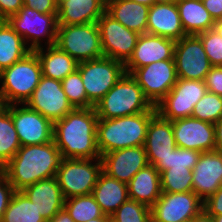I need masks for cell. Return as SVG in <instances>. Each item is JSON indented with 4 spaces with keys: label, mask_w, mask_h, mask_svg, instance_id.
Here are the masks:
<instances>
[{
    "label": "cell",
    "mask_w": 222,
    "mask_h": 222,
    "mask_svg": "<svg viewBox=\"0 0 222 222\" xmlns=\"http://www.w3.org/2000/svg\"><path fill=\"white\" fill-rule=\"evenodd\" d=\"M178 0H154V4L158 3H176Z\"/></svg>",
    "instance_id": "obj_53"
},
{
    "label": "cell",
    "mask_w": 222,
    "mask_h": 222,
    "mask_svg": "<svg viewBox=\"0 0 222 222\" xmlns=\"http://www.w3.org/2000/svg\"><path fill=\"white\" fill-rule=\"evenodd\" d=\"M193 192L204 202L222 186V153L202 152L192 170Z\"/></svg>",
    "instance_id": "obj_20"
},
{
    "label": "cell",
    "mask_w": 222,
    "mask_h": 222,
    "mask_svg": "<svg viewBox=\"0 0 222 222\" xmlns=\"http://www.w3.org/2000/svg\"><path fill=\"white\" fill-rule=\"evenodd\" d=\"M10 105V114L21 146L53 141L54 123L26 104Z\"/></svg>",
    "instance_id": "obj_15"
},
{
    "label": "cell",
    "mask_w": 222,
    "mask_h": 222,
    "mask_svg": "<svg viewBox=\"0 0 222 222\" xmlns=\"http://www.w3.org/2000/svg\"><path fill=\"white\" fill-rule=\"evenodd\" d=\"M192 118L214 124L222 117V96L206 92V94L195 104Z\"/></svg>",
    "instance_id": "obj_36"
},
{
    "label": "cell",
    "mask_w": 222,
    "mask_h": 222,
    "mask_svg": "<svg viewBox=\"0 0 222 222\" xmlns=\"http://www.w3.org/2000/svg\"><path fill=\"white\" fill-rule=\"evenodd\" d=\"M49 222H74V220L63 208L62 210L58 211Z\"/></svg>",
    "instance_id": "obj_47"
},
{
    "label": "cell",
    "mask_w": 222,
    "mask_h": 222,
    "mask_svg": "<svg viewBox=\"0 0 222 222\" xmlns=\"http://www.w3.org/2000/svg\"><path fill=\"white\" fill-rule=\"evenodd\" d=\"M149 7L130 0H106V12L138 34L147 30Z\"/></svg>",
    "instance_id": "obj_26"
},
{
    "label": "cell",
    "mask_w": 222,
    "mask_h": 222,
    "mask_svg": "<svg viewBox=\"0 0 222 222\" xmlns=\"http://www.w3.org/2000/svg\"><path fill=\"white\" fill-rule=\"evenodd\" d=\"M130 1L146 5L148 7H151L154 4V0H130Z\"/></svg>",
    "instance_id": "obj_51"
},
{
    "label": "cell",
    "mask_w": 222,
    "mask_h": 222,
    "mask_svg": "<svg viewBox=\"0 0 222 222\" xmlns=\"http://www.w3.org/2000/svg\"><path fill=\"white\" fill-rule=\"evenodd\" d=\"M97 24L104 56L125 64L132 56L140 34L129 30L107 12L98 19Z\"/></svg>",
    "instance_id": "obj_14"
},
{
    "label": "cell",
    "mask_w": 222,
    "mask_h": 222,
    "mask_svg": "<svg viewBox=\"0 0 222 222\" xmlns=\"http://www.w3.org/2000/svg\"><path fill=\"white\" fill-rule=\"evenodd\" d=\"M201 152L176 147L165 159H161L155 168L161 173L169 168H189L193 170L198 162Z\"/></svg>",
    "instance_id": "obj_38"
},
{
    "label": "cell",
    "mask_w": 222,
    "mask_h": 222,
    "mask_svg": "<svg viewBox=\"0 0 222 222\" xmlns=\"http://www.w3.org/2000/svg\"><path fill=\"white\" fill-rule=\"evenodd\" d=\"M102 171L128 184L134 175L149 164L144 146L128 147L101 155Z\"/></svg>",
    "instance_id": "obj_18"
},
{
    "label": "cell",
    "mask_w": 222,
    "mask_h": 222,
    "mask_svg": "<svg viewBox=\"0 0 222 222\" xmlns=\"http://www.w3.org/2000/svg\"><path fill=\"white\" fill-rule=\"evenodd\" d=\"M21 144L10 114V105L0 112V170L15 156Z\"/></svg>",
    "instance_id": "obj_32"
},
{
    "label": "cell",
    "mask_w": 222,
    "mask_h": 222,
    "mask_svg": "<svg viewBox=\"0 0 222 222\" xmlns=\"http://www.w3.org/2000/svg\"><path fill=\"white\" fill-rule=\"evenodd\" d=\"M202 3L215 21L222 20V0H202Z\"/></svg>",
    "instance_id": "obj_45"
},
{
    "label": "cell",
    "mask_w": 222,
    "mask_h": 222,
    "mask_svg": "<svg viewBox=\"0 0 222 222\" xmlns=\"http://www.w3.org/2000/svg\"><path fill=\"white\" fill-rule=\"evenodd\" d=\"M204 202L193 192H162L151 207L152 222H189L203 211Z\"/></svg>",
    "instance_id": "obj_13"
},
{
    "label": "cell",
    "mask_w": 222,
    "mask_h": 222,
    "mask_svg": "<svg viewBox=\"0 0 222 222\" xmlns=\"http://www.w3.org/2000/svg\"><path fill=\"white\" fill-rule=\"evenodd\" d=\"M7 107V104L4 100L2 92L0 91V112H2Z\"/></svg>",
    "instance_id": "obj_52"
},
{
    "label": "cell",
    "mask_w": 222,
    "mask_h": 222,
    "mask_svg": "<svg viewBox=\"0 0 222 222\" xmlns=\"http://www.w3.org/2000/svg\"><path fill=\"white\" fill-rule=\"evenodd\" d=\"M55 45L78 63L104 56L97 22L58 25Z\"/></svg>",
    "instance_id": "obj_6"
},
{
    "label": "cell",
    "mask_w": 222,
    "mask_h": 222,
    "mask_svg": "<svg viewBox=\"0 0 222 222\" xmlns=\"http://www.w3.org/2000/svg\"><path fill=\"white\" fill-rule=\"evenodd\" d=\"M63 208L74 222H87L104 215L92 194L65 199Z\"/></svg>",
    "instance_id": "obj_33"
},
{
    "label": "cell",
    "mask_w": 222,
    "mask_h": 222,
    "mask_svg": "<svg viewBox=\"0 0 222 222\" xmlns=\"http://www.w3.org/2000/svg\"><path fill=\"white\" fill-rule=\"evenodd\" d=\"M203 210L212 217L222 215V186L204 201Z\"/></svg>",
    "instance_id": "obj_43"
},
{
    "label": "cell",
    "mask_w": 222,
    "mask_h": 222,
    "mask_svg": "<svg viewBox=\"0 0 222 222\" xmlns=\"http://www.w3.org/2000/svg\"><path fill=\"white\" fill-rule=\"evenodd\" d=\"M0 222H47L22 191H15Z\"/></svg>",
    "instance_id": "obj_31"
},
{
    "label": "cell",
    "mask_w": 222,
    "mask_h": 222,
    "mask_svg": "<svg viewBox=\"0 0 222 222\" xmlns=\"http://www.w3.org/2000/svg\"><path fill=\"white\" fill-rule=\"evenodd\" d=\"M215 127V148L218 153H222V117L214 123Z\"/></svg>",
    "instance_id": "obj_46"
},
{
    "label": "cell",
    "mask_w": 222,
    "mask_h": 222,
    "mask_svg": "<svg viewBox=\"0 0 222 222\" xmlns=\"http://www.w3.org/2000/svg\"><path fill=\"white\" fill-rule=\"evenodd\" d=\"M24 6L22 0H0V20H7Z\"/></svg>",
    "instance_id": "obj_44"
},
{
    "label": "cell",
    "mask_w": 222,
    "mask_h": 222,
    "mask_svg": "<svg viewBox=\"0 0 222 222\" xmlns=\"http://www.w3.org/2000/svg\"><path fill=\"white\" fill-rule=\"evenodd\" d=\"M212 66H222V37L214 30L198 33Z\"/></svg>",
    "instance_id": "obj_39"
},
{
    "label": "cell",
    "mask_w": 222,
    "mask_h": 222,
    "mask_svg": "<svg viewBox=\"0 0 222 222\" xmlns=\"http://www.w3.org/2000/svg\"><path fill=\"white\" fill-rule=\"evenodd\" d=\"M147 111L112 119H98L97 147L100 155L128 147L144 146L151 118Z\"/></svg>",
    "instance_id": "obj_3"
},
{
    "label": "cell",
    "mask_w": 222,
    "mask_h": 222,
    "mask_svg": "<svg viewBox=\"0 0 222 222\" xmlns=\"http://www.w3.org/2000/svg\"><path fill=\"white\" fill-rule=\"evenodd\" d=\"M111 222H152L151 208L128 199L111 215Z\"/></svg>",
    "instance_id": "obj_37"
},
{
    "label": "cell",
    "mask_w": 222,
    "mask_h": 222,
    "mask_svg": "<svg viewBox=\"0 0 222 222\" xmlns=\"http://www.w3.org/2000/svg\"><path fill=\"white\" fill-rule=\"evenodd\" d=\"M177 147L198 152L213 151L215 148L214 124L192 117L172 121Z\"/></svg>",
    "instance_id": "obj_17"
},
{
    "label": "cell",
    "mask_w": 222,
    "mask_h": 222,
    "mask_svg": "<svg viewBox=\"0 0 222 222\" xmlns=\"http://www.w3.org/2000/svg\"><path fill=\"white\" fill-rule=\"evenodd\" d=\"M32 50L6 20H0V72L24 58Z\"/></svg>",
    "instance_id": "obj_30"
},
{
    "label": "cell",
    "mask_w": 222,
    "mask_h": 222,
    "mask_svg": "<svg viewBox=\"0 0 222 222\" xmlns=\"http://www.w3.org/2000/svg\"><path fill=\"white\" fill-rule=\"evenodd\" d=\"M162 192L177 193L193 191L192 170L169 168L160 173Z\"/></svg>",
    "instance_id": "obj_34"
},
{
    "label": "cell",
    "mask_w": 222,
    "mask_h": 222,
    "mask_svg": "<svg viewBox=\"0 0 222 222\" xmlns=\"http://www.w3.org/2000/svg\"><path fill=\"white\" fill-rule=\"evenodd\" d=\"M26 105L53 123L63 119L74 108L69 103L60 80L42 76Z\"/></svg>",
    "instance_id": "obj_16"
},
{
    "label": "cell",
    "mask_w": 222,
    "mask_h": 222,
    "mask_svg": "<svg viewBox=\"0 0 222 222\" xmlns=\"http://www.w3.org/2000/svg\"><path fill=\"white\" fill-rule=\"evenodd\" d=\"M62 88L73 108H92L88 100L83 81L78 69L67 75L62 81Z\"/></svg>",
    "instance_id": "obj_35"
},
{
    "label": "cell",
    "mask_w": 222,
    "mask_h": 222,
    "mask_svg": "<svg viewBox=\"0 0 222 222\" xmlns=\"http://www.w3.org/2000/svg\"><path fill=\"white\" fill-rule=\"evenodd\" d=\"M204 81L177 79L173 88L155 106L157 113L171 122L192 116L195 104L206 94Z\"/></svg>",
    "instance_id": "obj_10"
},
{
    "label": "cell",
    "mask_w": 222,
    "mask_h": 222,
    "mask_svg": "<svg viewBox=\"0 0 222 222\" xmlns=\"http://www.w3.org/2000/svg\"><path fill=\"white\" fill-rule=\"evenodd\" d=\"M22 192L34 203L47 222L64 207L65 198L56 177L40 180Z\"/></svg>",
    "instance_id": "obj_23"
},
{
    "label": "cell",
    "mask_w": 222,
    "mask_h": 222,
    "mask_svg": "<svg viewBox=\"0 0 222 222\" xmlns=\"http://www.w3.org/2000/svg\"><path fill=\"white\" fill-rule=\"evenodd\" d=\"M175 43V40L158 35L140 34L132 56L124 64L125 72L131 75L137 68L145 65L174 59Z\"/></svg>",
    "instance_id": "obj_19"
},
{
    "label": "cell",
    "mask_w": 222,
    "mask_h": 222,
    "mask_svg": "<svg viewBox=\"0 0 222 222\" xmlns=\"http://www.w3.org/2000/svg\"><path fill=\"white\" fill-rule=\"evenodd\" d=\"M6 21L23 38L26 45H28L29 39L32 41L28 45L32 51L42 47L40 39L44 36L47 37L45 44L47 43L48 46H53L56 43L57 14H43L35 9L23 6Z\"/></svg>",
    "instance_id": "obj_9"
},
{
    "label": "cell",
    "mask_w": 222,
    "mask_h": 222,
    "mask_svg": "<svg viewBox=\"0 0 222 222\" xmlns=\"http://www.w3.org/2000/svg\"><path fill=\"white\" fill-rule=\"evenodd\" d=\"M172 122L156 113L150 120L144 143L149 164L155 166L176 148Z\"/></svg>",
    "instance_id": "obj_21"
},
{
    "label": "cell",
    "mask_w": 222,
    "mask_h": 222,
    "mask_svg": "<svg viewBox=\"0 0 222 222\" xmlns=\"http://www.w3.org/2000/svg\"><path fill=\"white\" fill-rule=\"evenodd\" d=\"M131 76L142 88L145 97L156 106L177 82L174 59L154 62L137 68Z\"/></svg>",
    "instance_id": "obj_12"
},
{
    "label": "cell",
    "mask_w": 222,
    "mask_h": 222,
    "mask_svg": "<svg viewBox=\"0 0 222 222\" xmlns=\"http://www.w3.org/2000/svg\"><path fill=\"white\" fill-rule=\"evenodd\" d=\"M189 222H215L213 217L208 215L204 210L197 216L192 218Z\"/></svg>",
    "instance_id": "obj_48"
},
{
    "label": "cell",
    "mask_w": 222,
    "mask_h": 222,
    "mask_svg": "<svg viewBox=\"0 0 222 222\" xmlns=\"http://www.w3.org/2000/svg\"><path fill=\"white\" fill-rule=\"evenodd\" d=\"M87 222H111V216L104 214L102 217H97V218L91 219Z\"/></svg>",
    "instance_id": "obj_49"
},
{
    "label": "cell",
    "mask_w": 222,
    "mask_h": 222,
    "mask_svg": "<svg viewBox=\"0 0 222 222\" xmlns=\"http://www.w3.org/2000/svg\"><path fill=\"white\" fill-rule=\"evenodd\" d=\"M97 122L94 107L74 108L54 122L53 140L63 158H101L97 147Z\"/></svg>",
    "instance_id": "obj_1"
},
{
    "label": "cell",
    "mask_w": 222,
    "mask_h": 222,
    "mask_svg": "<svg viewBox=\"0 0 222 222\" xmlns=\"http://www.w3.org/2000/svg\"><path fill=\"white\" fill-rule=\"evenodd\" d=\"M162 194L160 172L148 164L139 170L128 183V197L149 208Z\"/></svg>",
    "instance_id": "obj_25"
},
{
    "label": "cell",
    "mask_w": 222,
    "mask_h": 222,
    "mask_svg": "<svg viewBox=\"0 0 222 222\" xmlns=\"http://www.w3.org/2000/svg\"><path fill=\"white\" fill-rule=\"evenodd\" d=\"M98 119H112L156 111L137 81L125 73L94 106Z\"/></svg>",
    "instance_id": "obj_4"
},
{
    "label": "cell",
    "mask_w": 222,
    "mask_h": 222,
    "mask_svg": "<svg viewBox=\"0 0 222 222\" xmlns=\"http://www.w3.org/2000/svg\"><path fill=\"white\" fill-rule=\"evenodd\" d=\"M44 50L42 47L33 50L40 61L42 76L62 81L77 69L78 62L56 45L47 46Z\"/></svg>",
    "instance_id": "obj_28"
},
{
    "label": "cell",
    "mask_w": 222,
    "mask_h": 222,
    "mask_svg": "<svg viewBox=\"0 0 222 222\" xmlns=\"http://www.w3.org/2000/svg\"><path fill=\"white\" fill-rule=\"evenodd\" d=\"M14 193L15 189L0 170V221Z\"/></svg>",
    "instance_id": "obj_41"
},
{
    "label": "cell",
    "mask_w": 222,
    "mask_h": 222,
    "mask_svg": "<svg viewBox=\"0 0 222 222\" xmlns=\"http://www.w3.org/2000/svg\"><path fill=\"white\" fill-rule=\"evenodd\" d=\"M106 12V0H60L58 25H78L97 22Z\"/></svg>",
    "instance_id": "obj_24"
},
{
    "label": "cell",
    "mask_w": 222,
    "mask_h": 222,
    "mask_svg": "<svg viewBox=\"0 0 222 222\" xmlns=\"http://www.w3.org/2000/svg\"><path fill=\"white\" fill-rule=\"evenodd\" d=\"M42 77L41 64L34 51L0 72V91L7 105L26 104Z\"/></svg>",
    "instance_id": "obj_5"
},
{
    "label": "cell",
    "mask_w": 222,
    "mask_h": 222,
    "mask_svg": "<svg viewBox=\"0 0 222 222\" xmlns=\"http://www.w3.org/2000/svg\"><path fill=\"white\" fill-rule=\"evenodd\" d=\"M63 160L54 140L40 145L21 146L1 169L15 191L56 176Z\"/></svg>",
    "instance_id": "obj_2"
},
{
    "label": "cell",
    "mask_w": 222,
    "mask_h": 222,
    "mask_svg": "<svg viewBox=\"0 0 222 222\" xmlns=\"http://www.w3.org/2000/svg\"><path fill=\"white\" fill-rule=\"evenodd\" d=\"M204 83L208 92L222 96V66H212L204 79Z\"/></svg>",
    "instance_id": "obj_40"
},
{
    "label": "cell",
    "mask_w": 222,
    "mask_h": 222,
    "mask_svg": "<svg viewBox=\"0 0 222 222\" xmlns=\"http://www.w3.org/2000/svg\"><path fill=\"white\" fill-rule=\"evenodd\" d=\"M97 163H91L92 161ZM102 172L101 158H63L56 173V179L65 199L90 195Z\"/></svg>",
    "instance_id": "obj_7"
},
{
    "label": "cell",
    "mask_w": 222,
    "mask_h": 222,
    "mask_svg": "<svg viewBox=\"0 0 222 222\" xmlns=\"http://www.w3.org/2000/svg\"><path fill=\"white\" fill-rule=\"evenodd\" d=\"M173 58L177 77L180 79L204 81L212 68L203 43L197 35H187L177 40Z\"/></svg>",
    "instance_id": "obj_11"
},
{
    "label": "cell",
    "mask_w": 222,
    "mask_h": 222,
    "mask_svg": "<svg viewBox=\"0 0 222 222\" xmlns=\"http://www.w3.org/2000/svg\"><path fill=\"white\" fill-rule=\"evenodd\" d=\"M215 222H222V215H217L213 217Z\"/></svg>",
    "instance_id": "obj_54"
},
{
    "label": "cell",
    "mask_w": 222,
    "mask_h": 222,
    "mask_svg": "<svg viewBox=\"0 0 222 222\" xmlns=\"http://www.w3.org/2000/svg\"><path fill=\"white\" fill-rule=\"evenodd\" d=\"M92 195L105 215L111 216L128 197V184L100 173Z\"/></svg>",
    "instance_id": "obj_27"
},
{
    "label": "cell",
    "mask_w": 222,
    "mask_h": 222,
    "mask_svg": "<svg viewBox=\"0 0 222 222\" xmlns=\"http://www.w3.org/2000/svg\"><path fill=\"white\" fill-rule=\"evenodd\" d=\"M213 29L222 37V20L216 21Z\"/></svg>",
    "instance_id": "obj_50"
},
{
    "label": "cell",
    "mask_w": 222,
    "mask_h": 222,
    "mask_svg": "<svg viewBox=\"0 0 222 222\" xmlns=\"http://www.w3.org/2000/svg\"><path fill=\"white\" fill-rule=\"evenodd\" d=\"M182 27L187 35L213 29L215 20L209 14L202 0H178L176 2Z\"/></svg>",
    "instance_id": "obj_29"
},
{
    "label": "cell",
    "mask_w": 222,
    "mask_h": 222,
    "mask_svg": "<svg viewBox=\"0 0 222 222\" xmlns=\"http://www.w3.org/2000/svg\"><path fill=\"white\" fill-rule=\"evenodd\" d=\"M146 33L180 40L185 33L176 3H158L149 7Z\"/></svg>",
    "instance_id": "obj_22"
},
{
    "label": "cell",
    "mask_w": 222,
    "mask_h": 222,
    "mask_svg": "<svg viewBox=\"0 0 222 222\" xmlns=\"http://www.w3.org/2000/svg\"><path fill=\"white\" fill-rule=\"evenodd\" d=\"M24 6L37 10L43 14H57V0H22Z\"/></svg>",
    "instance_id": "obj_42"
},
{
    "label": "cell",
    "mask_w": 222,
    "mask_h": 222,
    "mask_svg": "<svg viewBox=\"0 0 222 222\" xmlns=\"http://www.w3.org/2000/svg\"><path fill=\"white\" fill-rule=\"evenodd\" d=\"M88 100L95 106L126 73L123 62L101 57L78 63Z\"/></svg>",
    "instance_id": "obj_8"
}]
</instances>
